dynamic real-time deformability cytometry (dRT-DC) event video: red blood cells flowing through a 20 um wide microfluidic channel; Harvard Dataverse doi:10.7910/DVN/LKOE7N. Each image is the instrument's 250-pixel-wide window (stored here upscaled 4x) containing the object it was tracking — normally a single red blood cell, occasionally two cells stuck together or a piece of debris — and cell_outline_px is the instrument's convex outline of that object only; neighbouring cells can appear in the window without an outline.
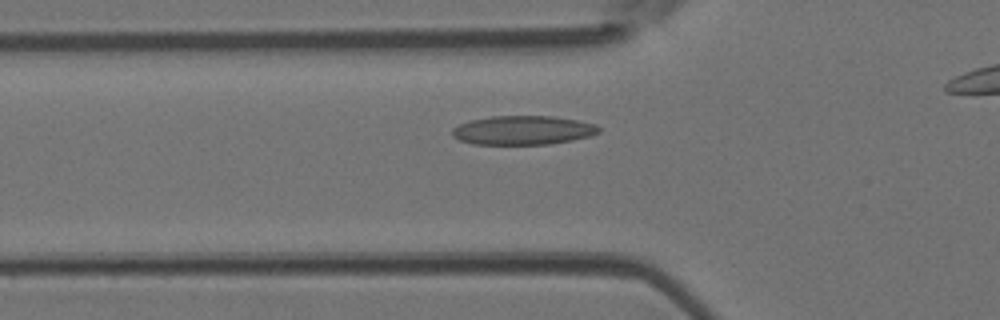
{"species": "Egyptian fruit bat (a non-hibernating species)", "species_latin": "Rousettus aegyptiacus", "temperature_condition": "room temperature", "stored_images_in_passage": 37, "camera_frame_rate_fps": 3000, "um_per_image_px": 0.085, "animal": {"sex": "female"}, "frame": {"image": 1, "passage_image": 12, "time_ms": 3.667, "image_size_px": [1000, 320], "cell_outline_px": [[600, 132], [592, 136], [572, 140], [548, 144], [472, 144], [460, 140], [452, 136], [452, 128], [460, 124], [472, 120], [492, 116], [552, 116], [576, 120], [596, 124], [600, 128]], "centroid_in_image_um": [44.47, 11.07], "position_along_channel_um": 81.3, "area_um2": 24.74}}
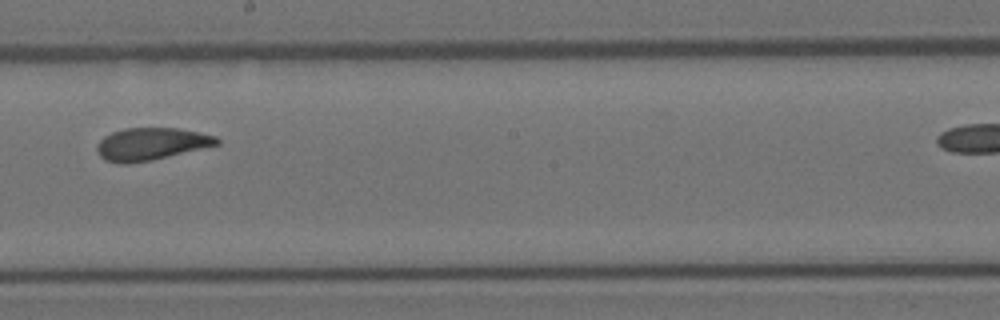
{"frame": {"image": 2, "passage_image": 23, "time_ms": 7.333, "image_size_px": [1000, 320], "cell_outline_px": [[220, 144], [152, 160], [128, 164], [116, 164], [104, 160], [96, 152], [96, 144], [104, 136], [112, 132], [124, 128], [180, 128], [200, 132], [216, 136], [220, 140]], "centroid_in_image_um": [12.81, 12.24], "position_along_channel_um": 235.4, "area_um2": 22.89}}
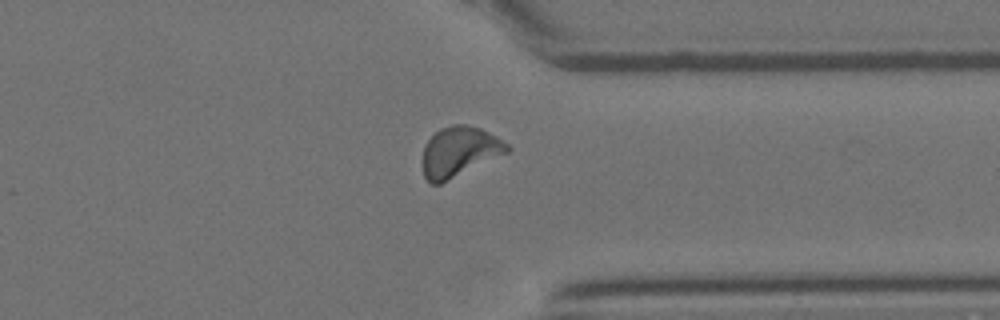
{"frame": {"image": 3, "passage_image": 33, "time_ms": 10.667, "image_size_px": [1000, 320], "cell_outline_px": [[512, 148], [508, 152], [440, 184], [432, 184], [424, 176], [424, 148], [428, 140], [440, 128], [452, 124], [464, 124], [480, 128], [496, 136], [508, 144]], "centroid_in_image_um": [39.06, 12.88], "position_along_channel_um": 372.3, "area_um2": 24.28}}